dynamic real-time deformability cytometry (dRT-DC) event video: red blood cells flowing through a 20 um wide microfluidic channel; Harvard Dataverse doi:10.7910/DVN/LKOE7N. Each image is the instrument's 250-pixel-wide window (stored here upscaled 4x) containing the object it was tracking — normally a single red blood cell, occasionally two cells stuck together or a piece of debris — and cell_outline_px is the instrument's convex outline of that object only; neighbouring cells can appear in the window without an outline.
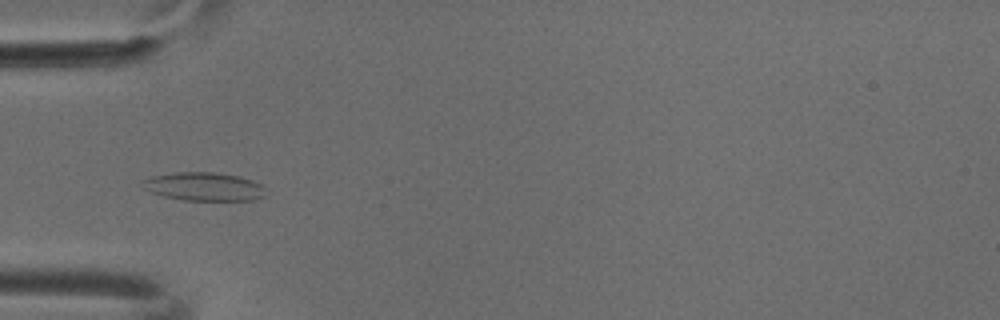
{"species": "common noctule bat (a hibernating species)", "species_latin": "Nyctalus noctula", "temperature_condition": "cold", "stored_images_in_passage": 50, "camera_frame_rate_fps": 3000, "um_per_image_px": 0.085, "animal": {"sex": "male", "body_mass_g": 18.8}, "frame": {"image": 1, "passage_image": 16, "time_ms": 5.0, "image_size_px": [1000, 320], "cell_outline_px": [[264, 196], [256, 200], [184, 200], [164, 196], [152, 192], [144, 180], [152, 176], [176, 172], [212, 172], [240, 176], [264, 184]], "centroid_in_image_um": [17.46, 15.85], "position_along_channel_um": 67.5, "area_um2": 20.06}}
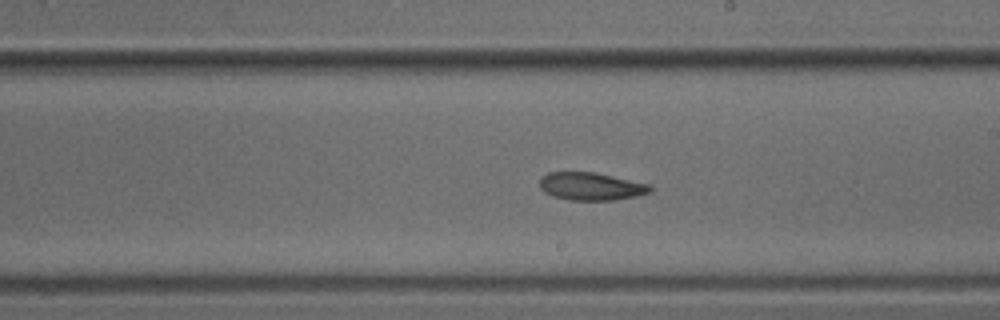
{"frame": {"image": 2, "passage_image": 29, "time_ms": 9.333, "image_size_px": [1000, 320], "cell_outline_px": [[652, 188], [648, 192], [636, 196], [616, 200], [572, 200], [552, 196], [544, 192], [540, 188], [540, 176], [548, 172], [592, 172], [648, 184]], "centroid_in_image_um": [50.17, 15.84], "position_along_channel_um": 238.8, "area_um2": 17.69}}
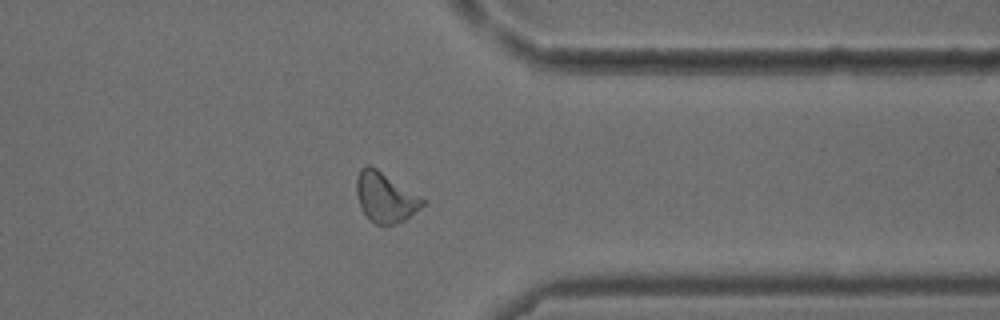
{"frame": {"image": 3, "passage_image": 40, "time_ms": 13.0, "image_size_px": [1000, 320], "cell_outline_px": [[428, 200], [420, 208], [404, 220], [392, 224], [376, 224], [360, 208], [356, 192], [356, 176], [360, 168], [368, 164], [376, 168]], "centroid_in_image_um": [32.75, 16.74], "position_along_channel_um": 378.7, "area_um2": 19.13}}